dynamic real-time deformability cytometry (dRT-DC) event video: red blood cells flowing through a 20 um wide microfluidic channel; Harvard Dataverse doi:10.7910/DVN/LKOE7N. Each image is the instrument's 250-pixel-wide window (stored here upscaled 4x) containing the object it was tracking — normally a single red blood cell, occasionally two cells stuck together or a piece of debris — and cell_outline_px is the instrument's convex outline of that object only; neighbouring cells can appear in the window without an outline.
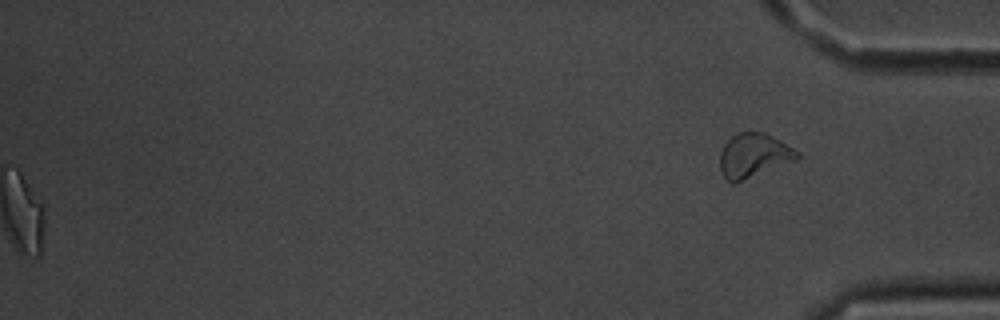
{"species": "common noctule bat (a hibernating species)", "species_latin": "Nyctalus noctula", "temperature_condition": "room temperature", "stored_images_in_passage": 54, "segment_of_instrument_passage": [2, 2], "camera_frame_rate_fps": 3000, "um_per_image_px": 0.085, "animal": {"sex": "male", "body_mass_g": 20.1, "forearm_length_mm": 53.5}, "frame": {"image": 1, "passage_image": 54, "time_ms": 17.667, "image_size_px": [1000, 320], "cell_outline_px": [[800, 156], [796, 160], [736, 184], [732, 184], [720, 172], [720, 152], [724, 144], [732, 136], [740, 132], [764, 132], [780, 140], [800, 152]], "centroid_in_image_um": [64.06, 13.24], "position_along_channel_um": 371.1, "area_um2": 20.06}}